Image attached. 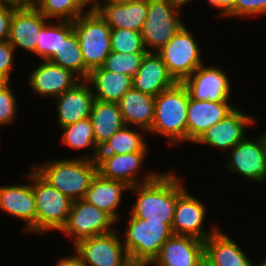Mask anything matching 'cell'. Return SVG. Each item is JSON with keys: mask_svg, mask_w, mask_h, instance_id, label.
I'll return each instance as SVG.
<instances>
[{"mask_svg": "<svg viewBox=\"0 0 266 266\" xmlns=\"http://www.w3.org/2000/svg\"><path fill=\"white\" fill-rule=\"evenodd\" d=\"M9 81H0V126L8 125L16 116V99Z\"/></svg>", "mask_w": 266, "mask_h": 266, "instance_id": "d590c367", "label": "cell"}, {"mask_svg": "<svg viewBox=\"0 0 266 266\" xmlns=\"http://www.w3.org/2000/svg\"><path fill=\"white\" fill-rule=\"evenodd\" d=\"M125 234L123 244L131 263L134 266H150L173 232L169 224L148 222L131 215Z\"/></svg>", "mask_w": 266, "mask_h": 266, "instance_id": "277c9868", "label": "cell"}, {"mask_svg": "<svg viewBox=\"0 0 266 266\" xmlns=\"http://www.w3.org/2000/svg\"><path fill=\"white\" fill-rule=\"evenodd\" d=\"M83 9L85 6L90 5V3H92L93 1V5L90 6L91 8L88 11H94L96 10V6H97V1L94 0H75Z\"/></svg>", "mask_w": 266, "mask_h": 266, "instance_id": "b9f144b4", "label": "cell"}, {"mask_svg": "<svg viewBox=\"0 0 266 266\" xmlns=\"http://www.w3.org/2000/svg\"><path fill=\"white\" fill-rule=\"evenodd\" d=\"M47 19L75 21L84 9L75 0H37L33 4Z\"/></svg>", "mask_w": 266, "mask_h": 266, "instance_id": "d6a6232c", "label": "cell"}, {"mask_svg": "<svg viewBox=\"0 0 266 266\" xmlns=\"http://www.w3.org/2000/svg\"><path fill=\"white\" fill-rule=\"evenodd\" d=\"M85 67L91 71L101 67L111 53V27L94 11H87L73 21Z\"/></svg>", "mask_w": 266, "mask_h": 266, "instance_id": "5b68a950", "label": "cell"}, {"mask_svg": "<svg viewBox=\"0 0 266 266\" xmlns=\"http://www.w3.org/2000/svg\"><path fill=\"white\" fill-rule=\"evenodd\" d=\"M96 11L111 28L142 30L148 15V0H137L128 4L106 3L97 1Z\"/></svg>", "mask_w": 266, "mask_h": 266, "instance_id": "cb8c5ba5", "label": "cell"}, {"mask_svg": "<svg viewBox=\"0 0 266 266\" xmlns=\"http://www.w3.org/2000/svg\"><path fill=\"white\" fill-rule=\"evenodd\" d=\"M180 7L175 0H148V15L141 30L148 52H158L184 26L178 16Z\"/></svg>", "mask_w": 266, "mask_h": 266, "instance_id": "52a82bcc", "label": "cell"}, {"mask_svg": "<svg viewBox=\"0 0 266 266\" xmlns=\"http://www.w3.org/2000/svg\"><path fill=\"white\" fill-rule=\"evenodd\" d=\"M114 223L116 221L105 211L80 199L73 201L67 222L61 231L73 237L75 244L84 238L113 232L111 227Z\"/></svg>", "mask_w": 266, "mask_h": 266, "instance_id": "30bf717a", "label": "cell"}, {"mask_svg": "<svg viewBox=\"0 0 266 266\" xmlns=\"http://www.w3.org/2000/svg\"><path fill=\"white\" fill-rule=\"evenodd\" d=\"M46 19L34 5H20L12 15L8 41L15 49L19 46L34 53Z\"/></svg>", "mask_w": 266, "mask_h": 266, "instance_id": "9a60e30c", "label": "cell"}, {"mask_svg": "<svg viewBox=\"0 0 266 266\" xmlns=\"http://www.w3.org/2000/svg\"><path fill=\"white\" fill-rule=\"evenodd\" d=\"M120 239L114 230L108 234L81 239L74 246L84 266H134Z\"/></svg>", "mask_w": 266, "mask_h": 266, "instance_id": "9c48e42d", "label": "cell"}, {"mask_svg": "<svg viewBox=\"0 0 266 266\" xmlns=\"http://www.w3.org/2000/svg\"><path fill=\"white\" fill-rule=\"evenodd\" d=\"M210 5L222 10L221 15H226L232 8L234 0H208Z\"/></svg>", "mask_w": 266, "mask_h": 266, "instance_id": "ab89813d", "label": "cell"}, {"mask_svg": "<svg viewBox=\"0 0 266 266\" xmlns=\"http://www.w3.org/2000/svg\"><path fill=\"white\" fill-rule=\"evenodd\" d=\"M29 175L36 203V233L60 230L67 222L73 201L44 180L34 169Z\"/></svg>", "mask_w": 266, "mask_h": 266, "instance_id": "8992f818", "label": "cell"}, {"mask_svg": "<svg viewBox=\"0 0 266 266\" xmlns=\"http://www.w3.org/2000/svg\"><path fill=\"white\" fill-rule=\"evenodd\" d=\"M177 177V202L175 205L172 232L174 235L191 236L205 241L218 228H211V232L203 231L206 209L201 201L191 196L186 187L181 185Z\"/></svg>", "mask_w": 266, "mask_h": 266, "instance_id": "8fae6325", "label": "cell"}, {"mask_svg": "<svg viewBox=\"0 0 266 266\" xmlns=\"http://www.w3.org/2000/svg\"><path fill=\"white\" fill-rule=\"evenodd\" d=\"M259 140H260V142H261V145H262L263 151L265 152V155H266V133H265V134H262V135L259 137Z\"/></svg>", "mask_w": 266, "mask_h": 266, "instance_id": "f6af8a7d", "label": "cell"}, {"mask_svg": "<svg viewBox=\"0 0 266 266\" xmlns=\"http://www.w3.org/2000/svg\"><path fill=\"white\" fill-rule=\"evenodd\" d=\"M73 31V21L60 20L58 24H45L39 32L34 53L43 60H49L61 44V37H67Z\"/></svg>", "mask_w": 266, "mask_h": 266, "instance_id": "1f68e13d", "label": "cell"}, {"mask_svg": "<svg viewBox=\"0 0 266 266\" xmlns=\"http://www.w3.org/2000/svg\"><path fill=\"white\" fill-rule=\"evenodd\" d=\"M253 122V118L236 108L226 118L206 130L196 143L208 144L219 149H232L245 138L244 131Z\"/></svg>", "mask_w": 266, "mask_h": 266, "instance_id": "d6986e66", "label": "cell"}, {"mask_svg": "<svg viewBox=\"0 0 266 266\" xmlns=\"http://www.w3.org/2000/svg\"><path fill=\"white\" fill-rule=\"evenodd\" d=\"M15 48L7 41H0V81H10Z\"/></svg>", "mask_w": 266, "mask_h": 266, "instance_id": "74e56055", "label": "cell"}, {"mask_svg": "<svg viewBox=\"0 0 266 266\" xmlns=\"http://www.w3.org/2000/svg\"><path fill=\"white\" fill-rule=\"evenodd\" d=\"M147 151L129 154H98L97 173L107 179L125 182L129 187L136 186L139 169Z\"/></svg>", "mask_w": 266, "mask_h": 266, "instance_id": "44dd1931", "label": "cell"}, {"mask_svg": "<svg viewBox=\"0 0 266 266\" xmlns=\"http://www.w3.org/2000/svg\"><path fill=\"white\" fill-rule=\"evenodd\" d=\"M0 209L26 222V229L36 232V203L33 184L0 186Z\"/></svg>", "mask_w": 266, "mask_h": 266, "instance_id": "7402d4cb", "label": "cell"}, {"mask_svg": "<svg viewBox=\"0 0 266 266\" xmlns=\"http://www.w3.org/2000/svg\"><path fill=\"white\" fill-rule=\"evenodd\" d=\"M110 39L111 49L113 52H148L144 47L140 31H135L127 28H111Z\"/></svg>", "mask_w": 266, "mask_h": 266, "instance_id": "e575fe53", "label": "cell"}, {"mask_svg": "<svg viewBox=\"0 0 266 266\" xmlns=\"http://www.w3.org/2000/svg\"><path fill=\"white\" fill-rule=\"evenodd\" d=\"M147 151V145L138 130H132L128 125L114 133L99 148V154H129Z\"/></svg>", "mask_w": 266, "mask_h": 266, "instance_id": "4dcf8cb0", "label": "cell"}, {"mask_svg": "<svg viewBox=\"0 0 266 266\" xmlns=\"http://www.w3.org/2000/svg\"><path fill=\"white\" fill-rule=\"evenodd\" d=\"M129 189L125 182L107 179L97 173L91 181L84 200L105 211L117 221L119 214L116 209L120 205L122 192Z\"/></svg>", "mask_w": 266, "mask_h": 266, "instance_id": "484cf974", "label": "cell"}, {"mask_svg": "<svg viewBox=\"0 0 266 266\" xmlns=\"http://www.w3.org/2000/svg\"><path fill=\"white\" fill-rule=\"evenodd\" d=\"M177 4L181 5H185L188 2L192 1V0H175Z\"/></svg>", "mask_w": 266, "mask_h": 266, "instance_id": "7dc6e473", "label": "cell"}, {"mask_svg": "<svg viewBox=\"0 0 266 266\" xmlns=\"http://www.w3.org/2000/svg\"><path fill=\"white\" fill-rule=\"evenodd\" d=\"M133 1L137 0H105L106 3H114V4H128Z\"/></svg>", "mask_w": 266, "mask_h": 266, "instance_id": "ee69618b", "label": "cell"}, {"mask_svg": "<svg viewBox=\"0 0 266 266\" xmlns=\"http://www.w3.org/2000/svg\"><path fill=\"white\" fill-rule=\"evenodd\" d=\"M266 14V0H234L231 10L225 16H252Z\"/></svg>", "mask_w": 266, "mask_h": 266, "instance_id": "8d00e7d4", "label": "cell"}, {"mask_svg": "<svg viewBox=\"0 0 266 266\" xmlns=\"http://www.w3.org/2000/svg\"><path fill=\"white\" fill-rule=\"evenodd\" d=\"M125 125L134 124L141 131H150L155 114V96L129 89L118 102Z\"/></svg>", "mask_w": 266, "mask_h": 266, "instance_id": "d4e9b609", "label": "cell"}, {"mask_svg": "<svg viewBox=\"0 0 266 266\" xmlns=\"http://www.w3.org/2000/svg\"><path fill=\"white\" fill-rule=\"evenodd\" d=\"M189 92L182 82L155 97V114L149 132L166 136L169 145L187 141V108Z\"/></svg>", "mask_w": 266, "mask_h": 266, "instance_id": "3957f363", "label": "cell"}, {"mask_svg": "<svg viewBox=\"0 0 266 266\" xmlns=\"http://www.w3.org/2000/svg\"><path fill=\"white\" fill-rule=\"evenodd\" d=\"M44 180L72 201L84 199L97 174V163L87 158L61 159L34 165Z\"/></svg>", "mask_w": 266, "mask_h": 266, "instance_id": "7a4b0ae2", "label": "cell"}, {"mask_svg": "<svg viewBox=\"0 0 266 266\" xmlns=\"http://www.w3.org/2000/svg\"><path fill=\"white\" fill-rule=\"evenodd\" d=\"M176 83L157 52L145 54L141 66L132 78L134 89L155 97Z\"/></svg>", "mask_w": 266, "mask_h": 266, "instance_id": "2e32d148", "label": "cell"}, {"mask_svg": "<svg viewBox=\"0 0 266 266\" xmlns=\"http://www.w3.org/2000/svg\"><path fill=\"white\" fill-rule=\"evenodd\" d=\"M228 101H198L189 97L187 141L196 142L202 134L231 114L236 107Z\"/></svg>", "mask_w": 266, "mask_h": 266, "instance_id": "5bb4252c", "label": "cell"}, {"mask_svg": "<svg viewBox=\"0 0 266 266\" xmlns=\"http://www.w3.org/2000/svg\"><path fill=\"white\" fill-rule=\"evenodd\" d=\"M182 83L190 97L198 101H228L230 97L229 79L218 67L201 65Z\"/></svg>", "mask_w": 266, "mask_h": 266, "instance_id": "7c38bea8", "label": "cell"}, {"mask_svg": "<svg viewBox=\"0 0 266 266\" xmlns=\"http://www.w3.org/2000/svg\"><path fill=\"white\" fill-rule=\"evenodd\" d=\"M204 259V241L173 234L152 263L156 266H204Z\"/></svg>", "mask_w": 266, "mask_h": 266, "instance_id": "4fadbf2b", "label": "cell"}, {"mask_svg": "<svg viewBox=\"0 0 266 266\" xmlns=\"http://www.w3.org/2000/svg\"><path fill=\"white\" fill-rule=\"evenodd\" d=\"M19 6L18 3L10 2L0 8V41L8 40L12 15Z\"/></svg>", "mask_w": 266, "mask_h": 266, "instance_id": "f35d334b", "label": "cell"}, {"mask_svg": "<svg viewBox=\"0 0 266 266\" xmlns=\"http://www.w3.org/2000/svg\"><path fill=\"white\" fill-rule=\"evenodd\" d=\"M48 61L71 70L82 80H86L90 73L85 67L78 37L74 30L67 37H61L58 51Z\"/></svg>", "mask_w": 266, "mask_h": 266, "instance_id": "f1b7e54d", "label": "cell"}, {"mask_svg": "<svg viewBox=\"0 0 266 266\" xmlns=\"http://www.w3.org/2000/svg\"><path fill=\"white\" fill-rule=\"evenodd\" d=\"M63 130V138L61 139L64 144L73 149H82L92 146L94 151L91 156L83 155V158L96 161L99 154V147L95 143L93 125L90 117L75 122L74 124L61 127Z\"/></svg>", "mask_w": 266, "mask_h": 266, "instance_id": "f546056e", "label": "cell"}, {"mask_svg": "<svg viewBox=\"0 0 266 266\" xmlns=\"http://www.w3.org/2000/svg\"><path fill=\"white\" fill-rule=\"evenodd\" d=\"M231 150L229 170L254 181H264L266 178V155L259 138L256 141H251L245 137Z\"/></svg>", "mask_w": 266, "mask_h": 266, "instance_id": "e0dca14e", "label": "cell"}, {"mask_svg": "<svg viewBox=\"0 0 266 266\" xmlns=\"http://www.w3.org/2000/svg\"><path fill=\"white\" fill-rule=\"evenodd\" d=\"M11 0H0V8L7 6Z\"/></svg>", "mask_w": 266, "mask_h": 266, "instance_id": "bcb514c9", "label": "cell"}, {"mask_svg": "<svg viewBox=\"0 0 266 266\" xmlns=\"http://www.w3.org/2000/svg\"><path fill=\"white\" fill-rule=\"evenodd\" d=\"M81 82V83H80ZM72 89L65 91L57 98L58 122L61 127L74 124L90 117L94 91L86 80H80Z\"/></svg>", "mask_w": 266, "mask_h": 266, "instance_id": "ffe728a7", "label": "cell"}, {"mask_svg": "<svg viewBox=\"0 0 266 266\" xmlns=\"http://www.w3.org/2000/svg\"><path fill=\"white\" fill-rule=\"evenodd\" d=\"M157 53L177 82H183L203 65L200 48L185 25Z\"/></svg>", "mask_w": 266, "mask_h": 266, "instance_id": "ba28073f", "label": "cell"}, {"mask_svg": "<svg viewBox=\"0 0 266 266\" xmlns=\"http://www.w3.org/2000/svg\"><path fill=\"white\" fill-rule=\"evenodd\" d=\"M90 119L93 125L95 143L100 148L114 133L122 129L125 123L118 103L95 99Z\"/></svg>", "mask_w": 266, "mask_h": 266, "instance_id": "83f0119b", "label": "cell"}, {"mask_svg": "<svg viewBox=\"0 0 266 266\" xmlns=\"http://www.w3.org/2000/svg\"><path fill=\"white\" fill-rule=\"evenodd\" d=\"M36 1L37 0H12V2L20 5H33Z\"/></svg>", "mask_w": 266, "mask_h": 266, "instance_id": "7bdbcfd3", "label": "cell"}, {"mask_svg": "<svg viewBox=\"0 0 266 266\" xmlns=\"http://www.w3.org/2000/svg\"><path fill=\"white\" fill-rule=\"evenodd\" d=\"M260 266H266V259L260 264Z\"/></svg>", "mask_w": 266, "mask_h": 266, "instance_id": "c3c4849f", "label": "cell"}, {"mask_svg": "<svg viewBox=\"0 0 266 266\" xmlns=\"http://www.w3.org/2000/svg\"><path fill=\"white\" fill-rule=\"evenodd\" d=\"M79 77L66 68L44 60L38 68L31 73L29 85L40 96L58 97L65 91L72 89Z\"/></svg>", "mask_w": 266, "mask_h": 266, "instance_id": "ac0fdd59", "label": "cell"}, {"mask_svg": "<svg viewBox=\"0 0 266 266\" xmlns=\"http://www.w3.org/2000/svg\"><path fill=\"white\" fill-rule=\"evenodd\" d=\"M86 81L95 87L94 98L104 102L118 103L133 87L131 76L105 70L102 67L91 70Z\"/></svg>", "mask_w": 266, "mask_h": 266, "instance_id": "4316f807", "label": "cell"}, {"mask_svg": "<svg viewBox=\"0 0 266 266\" xmlns=\"http://www.w3.org/2000/svg\"><path fill=\"white\" fill-rule=\"evenodd\" d=\"M140 183L128 190L137 195L131 214L148 222L172 226L177 202V176L172 172L148 173Z\"/></svg>", "mask_w": 266, "mask_h": 266, "instance_id": "6da1fadb", "label": "cell"}, {"mask_svg": "<svg viewBox=\"0 0 266 266\" xmlns=\"http://www.w3.org/2000/svg\"><path fill=\"white\" fill-rule=\"evenodd\" d=\"M204 266H253L242 248L221 230L204 241Z\"/></svg>", "mask_w": 266, "mask_h": 266, "instance_id": "603a6c76", "label": "cell"}, {"mask_svg": "<svg viewBox=\"0 0 266 266\" xmlns=\"http://www.w3.org/2000/svg\"><path fill=\"white\" fill-rule=\"evenodd\" d=\"M56 266H84L77 254L75 256L65 257L57 262Z\"/></svg>", "mask_w": 266, "mask_h": 266, "instance_id": "60d3db41", "label": "cell"}, {"mask_svg": "<svg viewBox=\"0 0 266 266\" xmlns=\"http://www.w3.org/2000/svg\"><path fill=\"white\" fill-rule=\"evenodd\" d=\"M146 53L147 52L120 53L111 51L101 67L105 70L126 74L133 78L141 66Z\"/></svg>", "mask_w": 266, "mask_h": 266, "instance_id": "836d02e7", "label": "cell"}]
</instances>
